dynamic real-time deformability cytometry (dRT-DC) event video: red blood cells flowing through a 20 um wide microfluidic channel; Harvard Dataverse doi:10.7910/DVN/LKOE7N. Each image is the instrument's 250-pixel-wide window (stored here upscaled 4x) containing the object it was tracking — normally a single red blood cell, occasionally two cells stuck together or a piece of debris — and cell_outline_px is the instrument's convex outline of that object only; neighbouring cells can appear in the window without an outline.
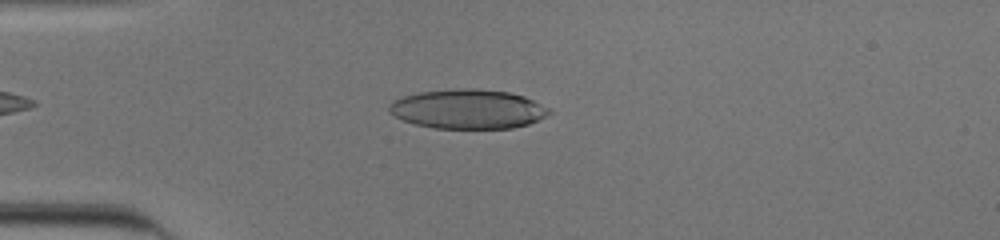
{"species": "human", "species_latin": "Homo sapiens", "temperature_condition": "cold", "stored_images_in_passage": 35, "camera_frame_rate_fps": 3000, "um_per_image_px": 0.085, "donor": {"sex": "male"}, "frame": {"image": 1, "passage_image": 1, "time_ms": 0.0, "image_size_px": [1000, 240], "cell_outline_px": [[552, 112], [528, 124], [512, 128], [432, 128], [416, 124], [404, 120], [388, 112], [388, 104], [392, 100], [404, 96], [420, 92], [456, 88], [476, 88], [508, 92], [524, 96], [552, 108]], "centroid_in_image_um": [39.77, 9.26], "position_along_channel_um": 45.2, "area_um2": 36.82}}
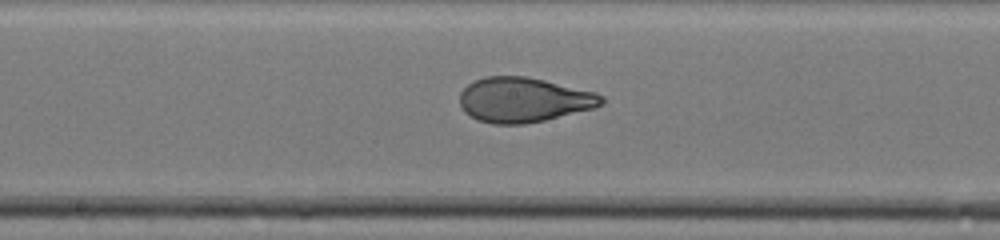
{"frame": {"image": 2, "passage_image": 15, "time_ms": 4.667, "image_size_px": [1000, 240], "cell_outline_px": [[604, 100], [596, 108], [544, 120], [524, 124], [492, 124], [480, 120], [464, 112], [460, 104], [460, 92], [468, 84], [484, 76], [524, 76], [544, 80], [596, 92], [604, 96]], "centroid_in_image_um": [44.52, 8.48], "position_along_channel_um": 203.7, "area_um2": 36.93}}
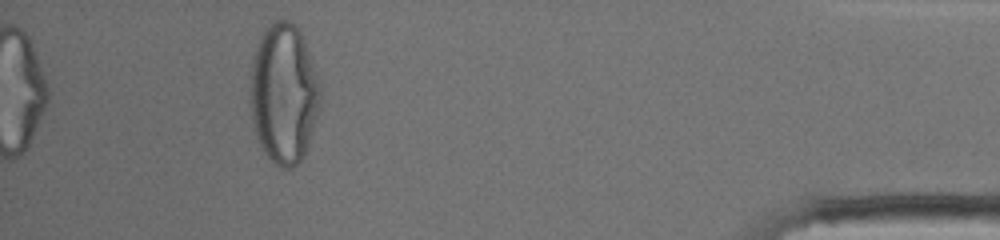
{"frame": {"image": 3, "passage_image": 35, "time_ms": 11.333, "image_size_px": [1000, 240], "cell_outline_px": [[320, 108], [304, 152], [300, 160], [292, 168], [280, 168], [260, 148], [252, 124], [252, 60], [256, 44], [260, 36], [276, 20], [288, 20], [300, 32], [316, 76], [320, 88]], "centroid_in_image_um": [24.1, 8.0], "position_along_channel_um": 411.1, "area_um2": 55.78}, "authors_computed_cell_mechanics": {"area_um2": 37.9746, "velocity_mm_per_s": 3.9196, "shape_relaxation_time_tau1_ms": 10.1468, "shape_relaxation_time_tau2_ms": null, "deformation_change_tau1": 0.3405, "deformation_change_tau2": null}}